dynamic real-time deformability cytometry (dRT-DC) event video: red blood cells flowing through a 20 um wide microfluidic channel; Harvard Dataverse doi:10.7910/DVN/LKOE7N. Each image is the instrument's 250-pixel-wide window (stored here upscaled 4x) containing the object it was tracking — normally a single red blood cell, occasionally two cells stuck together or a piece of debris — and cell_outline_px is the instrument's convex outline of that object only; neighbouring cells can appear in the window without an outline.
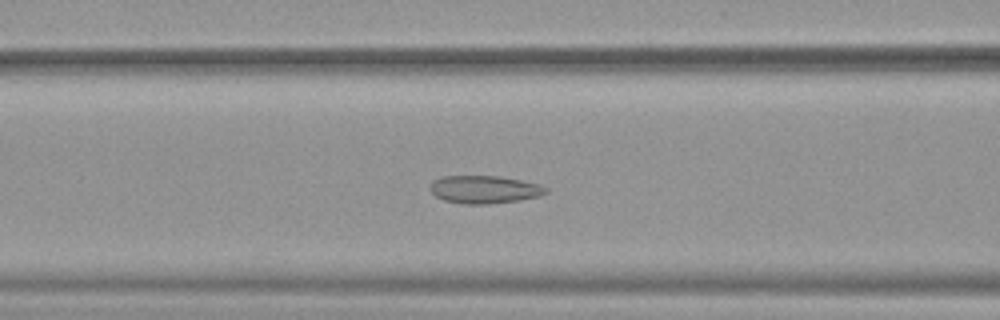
{"species": "common noctule bat (a hibernating species)", "species_latin": "Nyctalus noctula", "temperature_condition": "warm", "stored_images_in_passage": 45, "camera_frame_rate_fps": 3000, "um_per_image_px": 0.085, "animal": {"sex": "female", "body_mass_g": 19.9}, "frame": {"image": 1, "passage_image": 22, "time_ms": 7.0, "image_size_px": [1000, 320], "cell_outline_px": [[548, 192], [540, 196], [520, 200], [488, 204], [460, 204], [444, 200], [436, 196], [428, 188], [432, 180], [440, 176], [500, 176], [540, 184], [548, 188]], "centroid_in_image_um": [41.16, 16.1], "position_along_channel_um": 125.4, "area_um2": 19.02}}
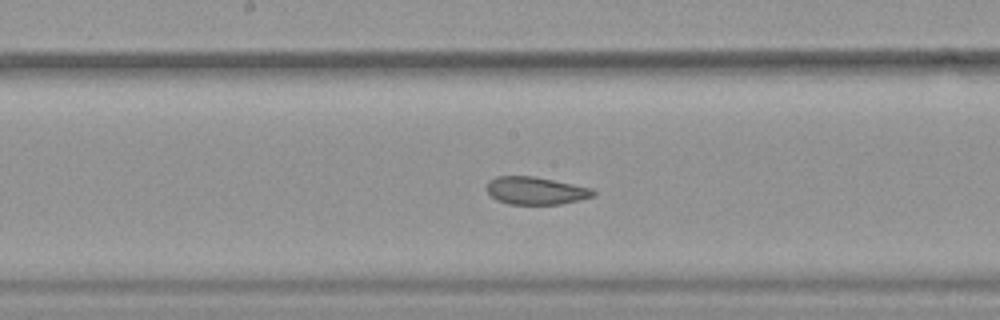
{"frame": {"image": 2, "passage_image": 28, "time_ms": 9.0, "image_size_px": [1000, 320], "cell_outline_px": [[596, 196], [580, 200], [560, 204], [508, 204], [496, 200], [488, 192], [488, 180], [496, 176], [532, 176], [592, 188], [596, 192]], "centroid_in_image_um": [45.55, 16.21], "position_along_channel_um": 202.6, "area_um2": 17.11}}
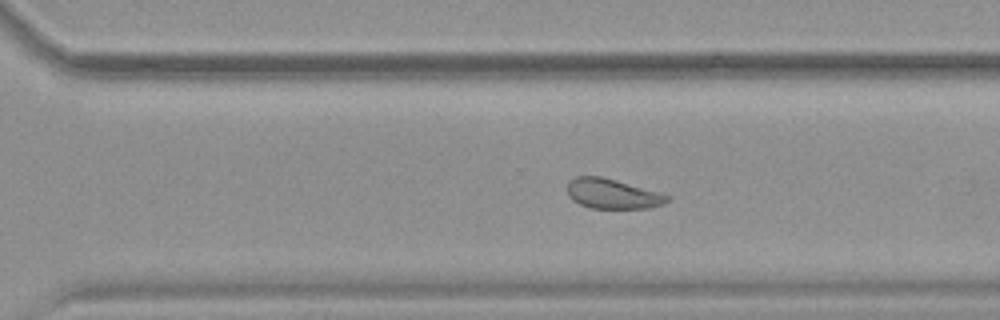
{"frame": {"image": 3, "passage_image": 37, "time_ms": 12.0, "image_size_px": [1000, 320], "cell_outline_px": [[672, 200], [664, 204], [648, 208], [588, 208], [572, 200], [568, 196], [568, 180], [576, 176], [600, 176], [616, 180], [672, 196]], "centroid_in_image_um": [52.07, 16.48], "position_along_channel_um": 318.5, "area_um2": 17.51}, "authors_computed_cell_mechanics": {"area_um2": 21.1548, "velocity_mm_per_s": 3.872, "shape_relaxation_time_tau1_ms": null, "shape_relaxation_time_tau2_ms": 1.2358, "deformation_change_tau1": null, "deformation_change_tau2": 0.0794}}